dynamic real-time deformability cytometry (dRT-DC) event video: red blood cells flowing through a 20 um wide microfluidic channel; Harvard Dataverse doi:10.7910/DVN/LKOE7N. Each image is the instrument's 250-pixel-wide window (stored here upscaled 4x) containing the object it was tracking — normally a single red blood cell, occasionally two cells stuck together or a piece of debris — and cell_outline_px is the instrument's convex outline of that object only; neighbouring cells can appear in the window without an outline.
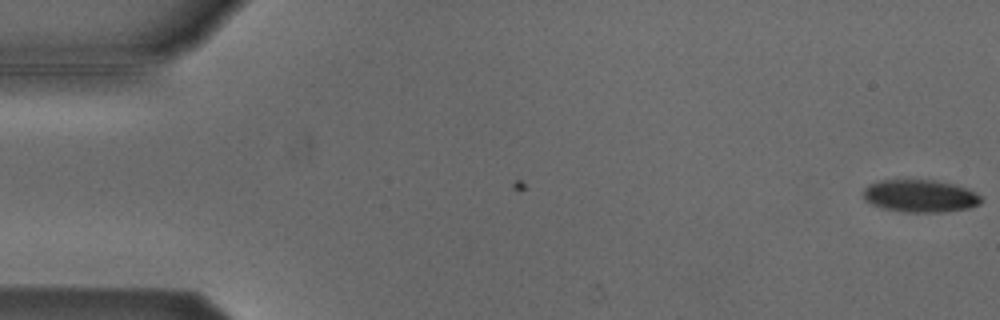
{"species": "Egyptian fruit bat (a non-hibernating species)", "species_latin": "Rousettus aegyptiacus", "temperature_condition": "cold", "stored_images_in_passage": 2, "camera_frame_rate_fps": 3000, "um_per_image_px": 0.085, "animal": {"sex": "male"}, "frame": {"image": 1, "passage_image": 2, "time_ms": 0.333, "image_size_px": [1000, 320], "cell_outline_px": [[984, 200], [980, 204], [968, 208], [940, 212], [904, 212], [884, 208], [872, 204], [864, 200], [864, 188], [868, 184], [880, 180], [936, 180], [968, 188], [976, 192]], "centroid_in_image_um": [78.23, 16.65], "position_along_channel_um": 6.8, "area_um2": 22.37}}